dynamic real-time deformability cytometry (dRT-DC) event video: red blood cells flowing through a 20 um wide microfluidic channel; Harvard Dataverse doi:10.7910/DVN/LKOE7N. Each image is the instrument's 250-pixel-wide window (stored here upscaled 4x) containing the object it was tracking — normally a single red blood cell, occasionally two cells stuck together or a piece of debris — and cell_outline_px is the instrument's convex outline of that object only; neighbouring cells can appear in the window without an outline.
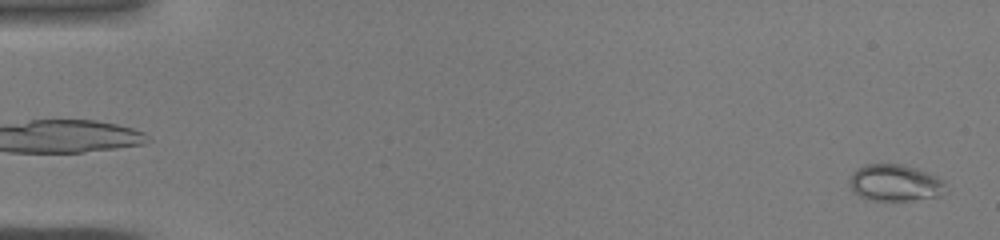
{"species": "common noctule bat (a hibernating species)", "species_latin": "Nyctalus noctula", "temperature_condition": "warm", "stored_images_in_passage": 43, "camera_frame_rate_fps": 3000, "um_per_image_px": 0.085, "animal": {"sex": "male", "body_mass_g": 19.0, "forearm_length_mm": 50.8}, "frame": {"image": 1, "passage_image": 1, "time_ms": 0.0, "image_size_px": [1000, 240], "cell_outline_px": [[948, 192], [940, 196], [912, 200], [864, 200], [852, 192], [848, 184], [852, 172], [856, 168], [864, 164], [904, 164], [916, 168], [936, 176], [944, 180]], "centroid_in_image_um": [76.06, 15.55], "position_along_channel_um": 8.9, "area_um2": 21.1}}
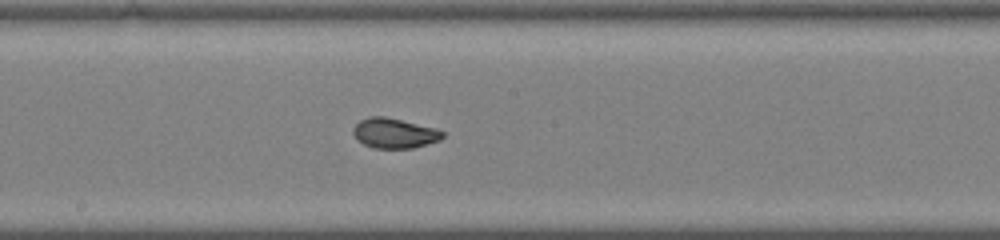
{"frame": {"image": 2, "passage_image": 24, "time_ms": 7.667, "image_size_px": [1000, 240], "cell_outline_px": [[444, 136], [440, 140], [412, 148], [372, 148], [364, 144], [352, 132], [352, 128], [360, 120], [368, 116], [384, 116], [436, 128], [444, 132]], "centroid_in_image_um": [33.52, 11.31], "position_along_channel_um": 214.7, "area_um2": 15.55}}
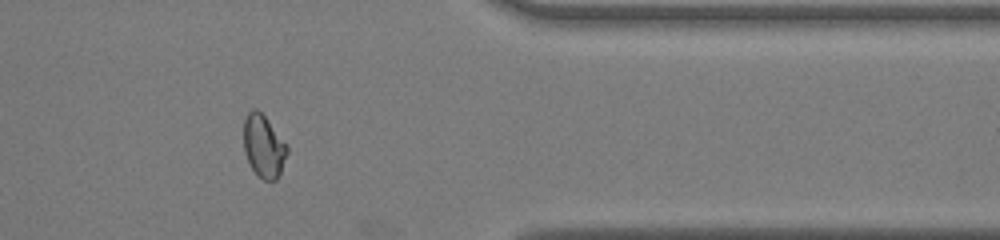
{"frame": {"image": 3, "passage_image": 36, "time_ms": 11.667, "image_size_px": [1000, 240], "cell_outline_px": [[288, 152], [280, 172], [276, 180], [264, 180], [252, 168], [244, 152], [244, 120], [248, 112], [252, 108], [256, 108], [264, 116], [288, 144]], "centroid_in_image_um": [22.42, 12.4], "position_along_channel_um": 389.0, "area_um2": 15.72}}